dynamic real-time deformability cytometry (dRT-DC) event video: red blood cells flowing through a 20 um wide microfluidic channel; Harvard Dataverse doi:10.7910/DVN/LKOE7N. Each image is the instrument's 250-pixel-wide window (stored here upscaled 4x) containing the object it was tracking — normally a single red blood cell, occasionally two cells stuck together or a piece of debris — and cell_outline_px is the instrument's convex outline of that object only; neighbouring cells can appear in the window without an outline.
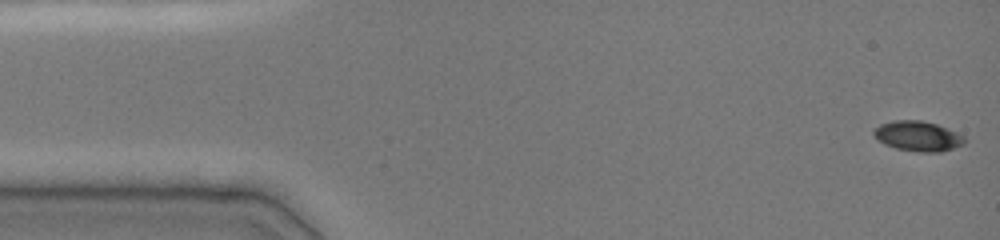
{"species": "common noctule bat (a hibernating species)", "species_latin": "Nyctalus noctula", "temperature_condition": "cold", "stored_images_in_passage": 39, "camera_frame_rate_fps": 3000, "um_per_image_px": 0.085, "animal": {"sex": "female", "body_mass_g": 19.0, "forearm_length_mm": 51.5}, "frame": {"image": 1, "passage_image": 1, "time_ms": 0.0, "image_size_px": [1000, 240], "cell_outline_px": [[968, 140], [964, 144], [940, 152], [916, 152], [896, 148], [884, 144], [872, 132], [880, 124], [892, 120], [920, 120], [936, 124], [956, 132], [964, 136]], "centroid_in_image_um": [78.04, 11.57], "position_along_channel_um": 7.0, "area_um2": 15.84}}
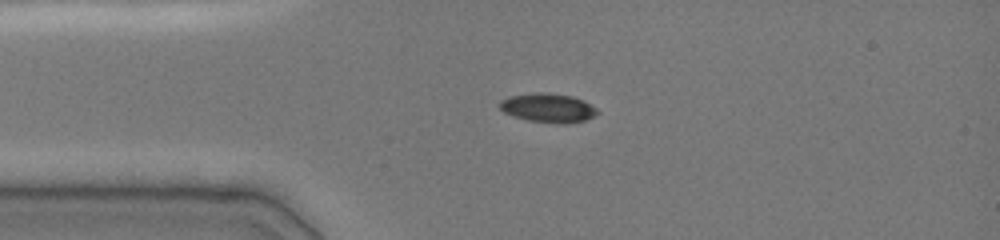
{"frame": {"image": 2, "passage_image": 17, "time_ms": 3.333, "image_size_px": [1000, 240], "cell_outline_px": [[600, 112], [584, 120], [564, 124], [560, 124], [528, 120], [512, 116], [504, 112], [500, 108], [500, 100], [508, 96], [532, 92], [544, 92], [572, 96], [584, 100], [596, 108]], "centroid_in_image_um": [46.56, 9.16], "position_along_channel_um": 38.4, "area_um2": 16.59}}
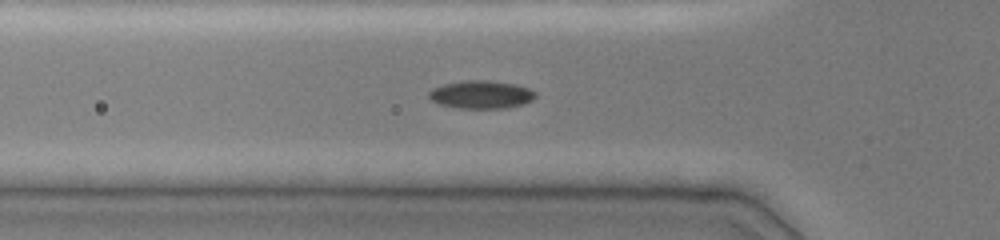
{"frame": {"image": 3, "passage_image": 25, "time_ms": 5.0, "image_size_px": [1000, 240], "cell_outline_px": [[536, 96], [532, 100], [524, 104], [508, 108], [456, 108], [440, 104], [432, 100], [428, 96], [428, 92], [432, 88], [444, 84], [464, 80], [492, 80], [516, 84], [528, 88], [536, 92]], "centroid_in_image_um": [40.91, 8.03], "position_along_channel_um": 84.9, "area_um2": 17.57}}